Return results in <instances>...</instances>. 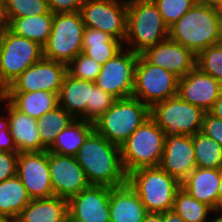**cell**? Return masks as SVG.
Returning <instances> with one entry per match:
<instances>
[{
  "mask_svg": "<svg viewBox=\"0 0 222 222\" xmlns=\"http://www.w3.org/2000/svg\"><path fill=\"white\" fill-rule=\"evenodd\" d=\"M159 166L180 183L197 167L194 156L193 136H166Z\"/></svg>",
  "mask_w": 222,
  "mask_h": 222,
  "instance_id": "obj_18",
  "label": "cell"
},
{
  "mask_svg": "<svg viewBox=\"0 0 222 222\" xmlns=\"http://www.w3.org/2000/svg\"><path fill=\"white\" fill-rule=\"evenodd\" d=\"M141 55L150 64L173 72L179 78L184 77L196 66V55L169 38L147 48Z\"/></svg>",
  "mask_w": 222,
  "mask_h": 222,
  "instance_id": "obj_19",
  "label": "cell"
},
{
  "mask_svg": "<svg viewBox=\"0 0 222 222\" xmlns=\"http://www.w3.org/2000/svg\"><path fill=\"white\" fill-rule=\"evenodd\" d=\"M163 222H185V221L173 210H170L163 212Z\"/></svg>",
  "mask_w": 222,
  "mask_h": 222,
  "instance_id": "obj_45",
  "label": "cell"
},
{
  "mask_svg": "<svg viewBox=\"0 0 222 222\" xmlns=\"http://www.w3.org/2000/svg\"><path fill=\"white\" fill-rule=\"evenodd\" d=\"M212 116L222 119V93L213 104L212 108L208 111Z\"/></svg>",
  "mask_w": 222,
  "mask_h": 222,
  "instance_id": "obj_43",
  "label": "cell"
},
{
  "mask_svg": "<svg viewBox=\"0 0 222 222\" xmlns=\"http://www.w3.org/2000/svg\"><path fill=\"white\" fill-rule=\"evenodd\" d=\"M66 74V64L42 58L19 75L5 92H34L41 90L58 95Z\"/></svg>",
  "mask_w": 222,
  "mask_h": 222,
  "instance_id": "obj_13",
  "label": "cell"
},
{
  "mask_svg": "<svg viewBox=\"0 0 222 222\" xmlns=\"http://www.w3.org/2000/svg\"><path fill=\"white\" fill-rule=\"evenodd\" d=\"M18 153L0 151V182L17 175Z\"/></svg>",
  "mask_w": 222,
  "mask_h": 222,
  "instance_id": "obj_39",
  "label": "cell"
},
{
  "mask_svg": "<svg viewBox=\"0 0 222 222\" xmlns=\"http://www.w3.org/2000/svg\"><path fill=\"white\" fill-rule=\"evenodd\" d=\"M111 187L90 185L68 200L69 222H110Z\"/></svg>",
  "mask_w": 222,
  "mask_h": 222,
  "instance_id": "obj_16",
  "label": "cell"
},
{
  "mask_svg": "<svg viewBox=\"0 0 222 222\" xmlns=\"http://www.w3.org/2000/svg\"><path fill=\"white\" fill-rule=\"evenodd\" d=\"M31 200L17 175L0 182V216L15 221Z\"/></svg>",
  "mask_w": 222,
  "mask_h": 222,
  "instance_id": "obj_28",
  "label": "cell"
},
{
  "mask_svg": "<svg viewBox=\"0 0 222 222\" xmlns=\"http://www.w3.org/2000/svg\"><path fill=\"white\" fill-rule=\"evenodd\" d=\"M222 93V82L198 67L179 78L177 95L184 101L208 112Z\"/></svg>",
  "mask_w": 222,
  "mask_h": 222,
  "instance_id": "obj_17",
  "label": "cell"
},
{
  "mask_svg": "<svg viewBox=\"0 0 222 222\" xmlns=\"http://www.w3.org/2000/svg\"><path fill=\"white\" fill-rule=\"evenodd\" d=\"M218 197H219V213L222 215V169H221V180L218 189Z\"/></svg>",
  "mask_w": 222,
  "mask_h": 222,
  "instance_id": "obj_48",
  "label": "cell"
},
{
  "mask_svg": "<svg viewBox=\"0 0 222 222\" xmlns=\"http://www.w3.org/2000/svg\"><path fill=\"white\" fill-rule=\"evenodd\" d=\"M194 156L199 168L222 169V146L202 132L193 135Z\"/></svg>",
  "mask_w": 222,
  "mask_h": 222,
  "instance_id": "obj_32",
  "label": "cell"
},
{
  "mask_svg": "<svg viewBox=\"0 0 222 222\" xmlns=\"http://www.w3.org/2000/svg\"><path fill=\"white\" fill-rule=\"evenodd\" d=\"M124 48L102 64L95 85L116 99L131 97L134 89L135 67L139 54Z\"/></svg>",
  "mask_w": 222,
  "mask_h": 222,
  "instance_id": "obj_12",
  "label": "cell"
},
{
  "mask_svg": "<svg viewBox=\"0 0 222 222\" xmlns=\"http://www.w3.org/2000/svg\"><path fill=\"white\" fill-rule=\"evenodd\" d=\"M53 18L54 13L51 11L37 16L13 18L10 21L9 30L15 35L31 39L43 47L50 36Z\"/></svg>",
  "mask_w": 222,
  "mask_h": 222,
  "instance_id": "obj_29",
  "label": "cell"
},
{
  "mask_svg": "<svg viewBox=\"0 0 222 222\" xmlns=\"http://www.w3.org/2000/svg\"><path fill=\"white\" fill-rule=\"evenodd\" d=\"M48 165L54 196L69 200L90 186L75 156L48 152Z\"/></svg>",
  "mask_w": 222,
  "mask_h": 222,
  "instance_id": "obj_15",
  "label": "cell"
},
{
  "mask_svg": "<svg viewBox=\"0 0 222 222\" xmlns=\"http://www.w3.org/2000/svg\"><path fill=\"white\" fill-rule=\"evenodd\" d=\"M123 45L120 40L103 31L85 27L82 53L101 65L121 51L124 48Z\"/></svg>",
  "mask_w": 222,
  "mask_h": 222,
  "instance_id": "obj_26",
  "label": "cell"
},
{
  "mask_svg": "<svg viewBox=\"0 0 222 222\" xmlns=\"http://www.w3.org/2000/svg\"><path fill=\"white\" fill-rule=\"evenodd\" d=\"M84 30L80 12L55 13L50 36L43 46V58L68 65L82 53Z\"/></svg>",
  "mask_w": 222,
  "mask_h": 222,
  "instance_id": "obj_7",
  "label": "cell"
},
{
  "mask_svg": "<svg viewBox=\"0 0 222 222\" xmlns=\"http://www.w3.org/2000/svg\"><path fill=\"white\" fill-rule=\"evenodd\" d=\"M218 18H219V28H220L221 43H222V7L218 8Z\"/></svg>",
  "mask_w": 222,
  "mask_h": 222,
  "instance_id": "obj_49",
  "label": "cell"
},
{
  "mask_svg": "<svg viewBox=\"0 0 222 222\" xmlns=\"http://www.w3.org/2000/svg\"><path fill=\"white\" fill-rule=\"evenodd\" d=\"M9 129L19 153L47 150L42 144L37 121L19 110L8 101Z\"/></svg>",
  "mask_w": 222,
  "mask_h": 222,
  "instance_id": "obj_22",
  "label": "cell"
},
{
  "mask_svg": "<svg viewBox=\"0 0 222 222\" xmlns=\"http://www.w3.org/2000/svg\"><path fill=\"white\" fill-rule=\"evenodd\" d=\"M168 34L169 28L153 0H127V32L124 40L127 49L141 54L168 39Z\"/></svg>",
  "mask_w": 222,
  "mask_h": 222,
  "instance_id": "obj_3",
  "label": "cell"
},
{
  "mask_svg": "<svg viewBox=\"0 0 222 222\" xmlns=\"http://www.w3.org/2000/svg\"><path fill=\"white\" fill-rule=\"evenodd\" d=\"M10 28V20L7 13L6 0H0V35Z\"/></svg>",
  "mask_w": 222,
  "mask_h": 222,
  "instance_id": "obj_42",
  "label": "cell"
},
{
  "mask_svg": "<svg viewBox=\"0 0 222 222\" xmlns=\"http://www.w3.org/2000/svg\"><path fill=\"white\" fill-rule=\"evenodd\" d=\"M143 222H163L162 212H147Z\"/></svg>",
  "mask_w": 222,
  "mask_h": 222,
  "instance_id": "obj_46",
  "label": "cell"
},
{
  "mask_svg": "<svg viewBox=\"0 0 222 222\" xmlns=\"http://www.w3.org/2000/svg\"><path fill=\"white\" fill-rule=\"evenodd\" d=\"M150 117L151 108L139 99L133 96L121 98L94 122V129L120 147Z\"/></svg>",
  "mask_w": 222,
  "mask_h": 222,
  "instance_id": "obj_5",
  "label": "cell"
},
{
  "mask_svg": "<svg viewBox=\"0 0 222 222\" xmlns=\"http://www.w3.org/2000/svg\"><path fill=\"white\" fill-rule=\"evenodd\" d=\"M5 98L17 110L35 119L58 106V95L48 91L5 92Z\"/></svg>",
  "mask_w": 222,
  "mask_h": 222,
  "instance_id": "obj_25",
  "label": "cell"
},
{
  "mask_svg": "<svg viewBox=\"0 0 222 222\" xmlns=\"http://www.w3.org/2000/svg\"><path fill=\"white\" fill-rule=\"evenodd\" d=\"M168 38L194 55L221 42L218 8L195 4L169 27Z\"/></svg>",
  "mask_w": 222,
  "mask_h": 222,
  "instance_id": "obj_2",
  "label": "cell"
},
{
  "mask_svg": "<svg viewBox=\"0 0 222 222\" xmlns=\"http://www.w3.org/2000/svg\"><path fill=\"white\" fill-rule=\"evenodd\" d=\"M101 66L94 59L80 53L67 65V72L72 77L95 82L101 71Z\"/></svg>",
  "mask_w": 222,
  "mask_h": 222,
  "instance_id": "obj_36",
  "label": "cell"
},
{
  "mask_svg": "<svg viewBox=\"0 0 222 222\" xmlns=\"http://www.w3.org/2000/svg\"><path fill=\"white\" fill-rule=\"evenodd\" d=\"M9 20L48 13L47 0H6Z\"/></svg>",
  "mask_w": 222,
  "mask_h": 222,
  "instance_id": "obj_35",
  "label": "cell"
},
{
  "mask_svg": "<svg viewBox=\"0 0 222 222\" xmlns=\"http://www.w3.org/2000/svg\"><path fill=\"white\" fill-rule=\"evenodd\" d=\"M165 139L164 131L152 117L140 125L120 146L126 174L144 167L159 166Z\"/></svg>",
  "mask_w": 222,
  "mask_h": 222,
  "instance_id": "obj_6",
  "label": "cell"
},
{
  "mask_svg": "<svg viewBox=\"0 0 222 222\" xmlns=\"http://www.w3.org/2000/svg\"><path fill=\"white\" fill-rule=\"evenodd\" d=\"M196 67L222 82V43L211 45L196 56Z\"/></svg>",
  "mask_w": 222,
  "mask_h": 222,
  "instance_id": "obj_33",
  "label": "cell"
},
{
  "mask_svg": "<svg viewBox=\"0 0 222 222\" xmlns=\"http://www.w3.org/2000/svg\"><path fill=\"white\" fill-rule=\"evenodd\" d=\"M200 132L208 137L213 138L218 144L222 146V119L216 118L206 112L203 118Z\"/></svg>",
  "mask_w": 222,
  "mask_h": 222,
  "instance_id": "obj_38",
  "label": "cell"
},
{
  "mask_svg": "<svg viewBox=\"0 0 222 222\" xmlns=\"http://www.w3.org/2000/svg\"><path fill=\"white\" fill-rule=\"evenodd\" d=\"M17 176L31 199L54 196L48 165V151L18 153Z\"/></svg>",
  "mask_w": 222,
  "mask_h": 222,
  "instance_id": "obj_14",
  "label": "cell"
},
{
  "mask_svg": "<svg viewBox=\"0 0 222 222\" xmlns=\"http://www.w3.org/2000/svg\"><path fill=\"white\" fill-rule=\"evenodd\" d=\"M43 58V47L10 30L0 35V85L6 90L28 67Z\"/></svg>",
  "mask_w": 222,
  "mask_h": 222,
  "instance_id": "obj_8",
  "label": "cell"
},
{
  "mask_svg": "<svg viewBox=\"0 0 222 222\" xmlns=\"http://www.w3.org/2000/svg\"><path fill=\"white\" fill-rule=\"evenodd\" d=\"M0 94H5V89L0 85Z\"/></svg>",
  "mask_w": 222,
  "mask_h": 222,
  "instance_id": "obj_51",
  "label": "cell"
},
{
  "mask_svg": "<svg viewBox=\"0 0 222 222\" xmlns=\"http://www.w3.org/2000/svg\"><path fill=\"white\" fill-rule=\"evenodd\" d=\"M4 104H5V108L4 106H0V131L3 130V129H9V119H8V100L5 98L3 101H2ZM3 109L7 112L4 114L7 115L6 117L1 115V111H3ZM5 117V118H3Z\"/></svg>",
  "mask_w": 222,
  "mask_h": 222,
  "instance_id": "obj_44",
  "label": "cell"
},
{
  "mask_svg": "<svg viewBox=\"0 0 222 222\" xmlns=\"http://www.w3.org/2000/svg\"><path fill=\"white\" fill-rule=\"evenodd\" d=\"M221 180V169L196 167L182 182L181 188L193 198L211 207L219 214L218 189Z\"/></svg>",
  "mask_w": 222,
  "mask_h": 222,
  "instance_id": "obj_20",
  "label": "cell"
},
{
  "mask_svg": "<svg viewBox=\"0 0 222 222\" xmlns=\"http://www.w3.org/2000/svg\"><path fill=\"white\" fill-rule=\"evenodd\" d=\"M197 4L210 6L214 8L222 7V0H195Z\"/></svg>",
  "mask_w": 222,
  "mask_h": 222,
  "instance_id": "obj_47",
  "label": "cell"
},
{
  "mask_svg": "<svg viewBox=\"0 0 222 222\" xmlns=\"http://www.w3.org/2000/svg\"><path fill=\"white\" fill-rule=\"evenodd\" d=\"M165 24L172 26L186 12H188L195 4V0H153Z\"/></svg>",
  "mask_w": 222,
  "mask_h": 222,
  "instance_id": "obj_37",
  "label": "cell"
},
{
  "mask_svg": "<svg viewBox=\"0 0 222 222\" xmlns=\"http://www.w3.org/2000/svg\"><path fill=\"white\" fill-rule=\"evenodd\" d=\"M110 222H143L147 210L137 192L125 183L110 190Z\"/></svg>",
  "mask_w": 222,
  "mask_h": 222,
  "instance_id": "obj_21",
  "label": "cell"
},
{
  "mask_svg": "<svg viewBox=\"0 0 222 222\" xmlns=\"http://www.w3.org/2000/svg\"><path fill=\"white\" fill-rule=\"evenodd\" d=\"M5 99V94H0V101L2 102Z\"/></svg>",
  "mask_w": 222,
  "mask_h": 222,
  "instance_id": "obj_52",
  "label": "cell"
},
{
  "mask_svg": "<svg viewBox=\"0 0 222 222\" xmlns=\"http://www.w3.org/2000/svg\"><path fill=\"white\" fill-rule=\"evenodd\" d=\"M127 182L137 192L147 212H166L173 208L181 183L160 166L132 171Z\"/></svg>",
  "mask_w": 222,
  "mask_h": 222,
  "instance_id": "obj_4",
  "label": "cell"
},
{
  "mask_svg": "<svg viewBox=\"0 0 222 222\" xmlns=\"http://www.w3.org/2000/svg\"><path fill=\"white\" fill-rule=\"evenodd\" d=\"M117 99L91 82L90 103L86 105V121L95 122Z\"/></svg>",
  "mask_w": 222,
  "mask_h": 222,
  "instance_id": "obj_34",
  "label": "cell"
},
{
  "mask_svg": "<svg viewBox=\"0 0 222 222\" xmlns=\"http://www.w3.org/2000/svg\"><path fill=\"white\" fill-rule=\"evenodd\" d=\"M172 210L177 213L185 222H219L220 216L209 220L208 215L215 211L206 204L193 198L183 188H180L173 203ZM208 218V219H207Z\"/></svg>",
  "mask_w": 222,
  "mask_h": 222,
  "instance_id": "obj_31",
  "label": "cell"
},
{
  "mask_svg": "<svg viewBox=\"0 0 222 222\" xmlns=\"http://www.w3.org/2000/svg\"><path fill=\"white\" fill-rule=\"evenodd\" d=\"M84 0H47L52 13L80 12Z\"/></svg>",
  "mask_w": 222,
  "mask_h": 222,
  "instance_id": "obj_40",
  "label": "cell"
},
{
  "mask_svg": "<svg viewBox=\"0 0 222 222\" xmlns=\"http://www.w3.org/2000/svg\"><path fill=\"white\" fill-rule=\"evenodd\" d=\"M205 111L178 95L156 103L151 108V117L164 131V135L193 136L201 131Z\"/></svg>",
  "mask_w": 222,
  "mask_h": 222,
  "instance_id": "obj_9",
  "label": "cell"
},
{
  "mask_svg": "<svg viewBox=\"0 0 222 222\" xmlns=\"http://www.w3.org/2000/svg\"><path fill=\"white\" fill-rule=\"evenodd\" d=\"M179 77L150 64L141 54L135 67L133 97L152 108L156 103L177 96Z\"/></svg>",
  "mask_w": 222,
  "mask_h": 222,
  "instance_id": "obj_10",
  "label": "cell"
},
{
  "mask_svg": "<svg viewBox=\"0 0 222 222\" xmlns=\"http://www.w3.org/2000/svg\"><path fill=\"white\" fill-rule=\"evenodd\" d=\"M91 81L72 77L68 72L58 94V105L75 119L86 120V105L90 103Z\"/></svg>",
  "mask_w": 222,
  "mask_h": 222,
  "instance_id": "obj_23",
  "label": "cell"
},
{
  "mask_svg": "<svg viewBox=\"0 0 222 222\" xmlns=\"http://www.w3.org/2000/svg\"><path fill=\"white\" fill-rule=\"evenodd\" d=\"M93 130V122L74 119L57 135L55 142L47 151L59 155L75 156Z\"/></svg>",
  "mask_w": 222,
  "mask_h": 222,
  "instance_id": "obj_27",
  "label": "cell"
},
{
  "mask_svg": "<svg viewBox=\"0 0 222 222\" xmlns=\"http://www.w3.org/2000/svg\"><path fill=\"white\" fill-rule=\"evenodd\" d=\"M74 119L70 113L59 105L36 119L41 144L48 150L55 142L57 135Z\"/></svg>",
  "mask_w": 222,
  "mask_h": 222,
  "instance_id": "obj_30",
  "label": "cell"
},
{
  "mask_svg": "<svg viewBox=\"0 0 222 222\" xmlns=\"http://www.w3.org/2000/svg\"><path fill=\"white\" fill-rule=\"evenodd\" d=\"M15 222H69L68 200L57 196L32 199Z\"/></svg>",
  "mask_w": 222,
  "mask_h": 222,
  "instance_id": "obj_24",
  "label": "cell"
},
{
  "mask_svg": "<svg viewBox=\"0 0 222 222\" xmlns=\"http://www.w3.org/2000/svg\"><path fill=\"white\" fill-rule=\"evenodd\" d=\"M0 151L19 153L13 141L10 129H3L0 131Z\"/></svg>",
  "mask_w": 222,
  "mask_h": 222,
  "instance_id": "obj_41",
  "label": "cell"
},
{
  "mask_svg": "<svg viewBox=\"0 0 222 222\" xmlns=\"http://www.w3.org/2000/svg\"><path fill=\"white\" fill-rule=\"evenodd\" d=\"M90 185L117 187L127 183L121 149L101 136L95 129L75 155Z\"/></svg>",
  "mask_w": 222,
  "mask_h": 222,
  "instance_id": "obj_1",
  "label": "cell"
},
{
  "mask_svg": "<svg viewBox=\"0 0 222 222\" xmlns=\"http://www.w3.org/2000/svg\"><path fill=\"white\" fill-rule=\"evenodd\" d=\"M80 14L85 27L103 31L124 44L127 0H84Z\"/></svg>",
  "mask_w": 222,
  "mask_h": 222,
  "instance_id": "obj_11",
  "label": "cell"
},
{
  "mask_svg": "<svg viewBox=\"0 0 222 222\" xmlns=\"http://www.w3.org/2000/svg\"><path fill=\"white\" fill-rule=\"evenodd\" d=\"M0 222H15L14 220L0 216Z\"/></svg>",
  "mask_w": 222,
  "mask_h": 222,
  "instance_id": "obj_50",
  "label": "cell"
}]
</instances>
